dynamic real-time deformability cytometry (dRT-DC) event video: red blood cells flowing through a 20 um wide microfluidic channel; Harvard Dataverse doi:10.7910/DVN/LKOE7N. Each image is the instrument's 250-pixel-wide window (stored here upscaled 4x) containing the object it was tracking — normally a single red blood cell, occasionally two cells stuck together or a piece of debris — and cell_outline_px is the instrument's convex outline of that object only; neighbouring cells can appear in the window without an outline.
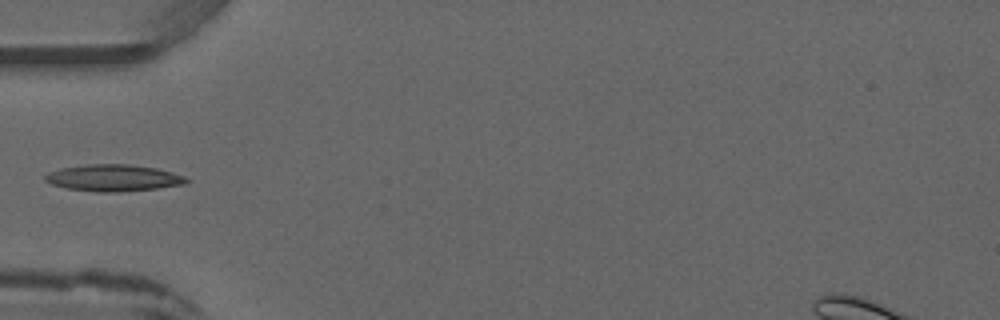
{"species": "common noctule bat (a hibernating species)", "species_latin": "Nyctalus noctula", "temperature_condition": "warm", "stored_images_in_passage": 4, "camera_frame_rate_fps": 3000, "um_per_image_px": 0.085, "animal": {"sex": "male", "forearm_length_mm": 52.5}, "frame": {"image": 1, "passage_image": 4, "time_ms": 4.667, "image_size_px": [1000, 320], "cell_outline_px": [[188, 180], [184, 184], [156, 188], [120, 192], [96, 192], [64, 188], [52, 184], [44, 180], [44, 176], [48, 172], [60, 168], [88, 164], [128, 164], [156, 168], [172, 172], [184, 176]], "centroid_in_image_um": [9.59, 15.12], "position_along_channel_um": 75.4, "area_um2": 21.96}}